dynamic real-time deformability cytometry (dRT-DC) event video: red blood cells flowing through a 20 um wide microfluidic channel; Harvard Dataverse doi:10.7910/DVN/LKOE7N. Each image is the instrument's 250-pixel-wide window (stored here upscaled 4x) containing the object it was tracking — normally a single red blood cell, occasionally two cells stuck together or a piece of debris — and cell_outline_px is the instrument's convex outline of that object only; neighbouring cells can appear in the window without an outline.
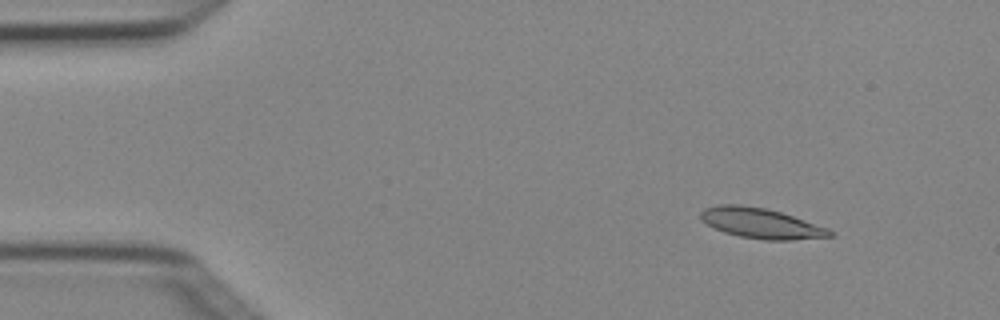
{"species": "Egyptian fruit bat (a non-hibernating species)", "species_latin": "Rousettus aegyptiacus", "temperature_condition": "cold", "stored_images_in_passage": 4, "camera_frame_rate_fps": 3000, "um_per_image_px": 0.085, "animal": {"sex": "female"}, "frame": {"image": 1, "passage_image": 2, "time_ms": 0.333, "image_size_px": [1000, 320], "cell_outline_px": [[832, 236], [792, 240], [764, 240], [740, 236], [724, 232], [700, 220], [700, 212], [704, 208], [720, 204], [740, 204], [764, 208], [780, 212], [828, 228], [832, 232]], "centroid_in_image_um": [64.65, 18.97], "position_along_channel_um": 20.4, "area_um2": 22.54}}
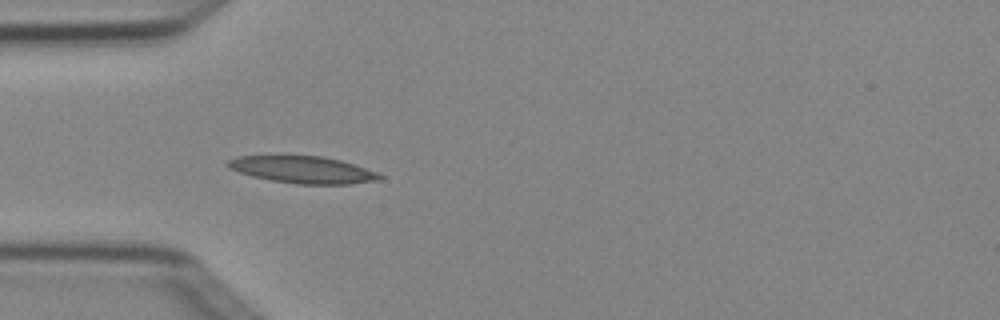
{"frame": {"image": 2, "passage_image": 4, "time_ms": 1.0, "image_size_px": [1000, 320], "cell_outline_px": [[384, 176], [380, 180], [348, 184], [300, 184], [272, 180], [252, 176], [228, 168], [224, 164], [228, 160], [236, 156], [324, 156], [340, 160], [376, 172]], "centroid_in_image_um": [25.72, 14.42], "position_along_channel_um": 59.3, "area_um2": 23.7}}